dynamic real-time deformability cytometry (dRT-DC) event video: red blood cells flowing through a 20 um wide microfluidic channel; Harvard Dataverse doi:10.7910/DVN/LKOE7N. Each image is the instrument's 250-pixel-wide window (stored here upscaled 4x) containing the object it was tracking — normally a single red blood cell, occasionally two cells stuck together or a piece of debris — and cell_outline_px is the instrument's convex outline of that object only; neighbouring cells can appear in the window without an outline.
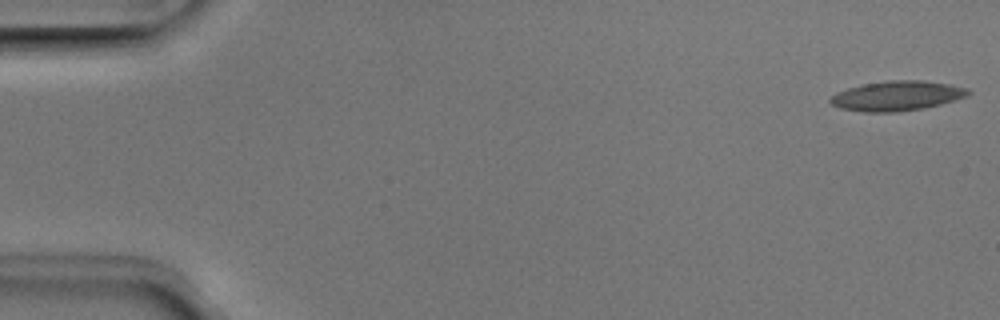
{"species": "Egyptian fruit bat (a non-hibernating species)", "species_latin": "Rousettus aegyptiacus", "temperature_condition": "room temperature", "stored_images_in_passage": 51, "camera_frame_rate_fps": 3000, "um_per_image_px": 0.085, "animal": {"sex": "male"}, "frame": {"image": 1, "passage_image": 1, "time_ms": 0.0, "image_size_px": [1000, 320], "cell_outline_px": [[972, 92], [968, 96], [956, 100], [924, 108], [896, 112], [864, 112], [840, 108], [832, 104], [828, 100], [836, 92], [848, 88], [864, 84], [888, 80], [924, 80], [948, 84], [968, 88]], "centroid_in_image_um": [76.26, 8.14], "position_along_channel_um": 8.7, "area_um2": 23.99}}
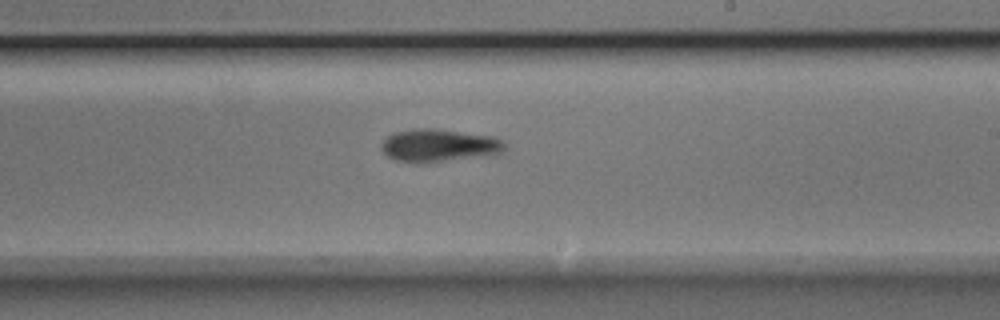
{"frame": {"image": 2, "passage_image": 30, "time_ms": 9.667, "image_size_px": [1000, 320], "cell_outline_px": [[508, 144], [500, 152], [420, 164], [416, 164], [396, 160], [388, 156], [380, 148], [380, 144], [392, 132], [416, 128], [432, 128], [496, 136], [504, 140]], "centroid_in_image_um": [37.26, 12.34], "position_along_channel_um": 251.7, "area_um2": 23.52}}
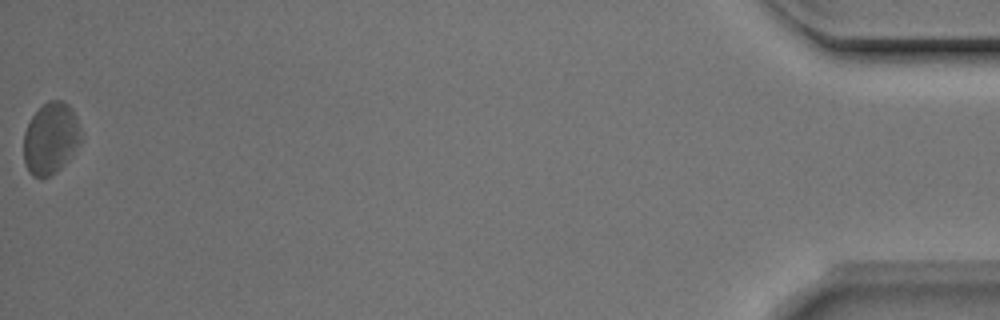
{"frame": {"image": 3, "passage_image": 51, "time_ms": 16.667, "image_size_px": [1000, 320], "cell_outline_px": [[80, 140], [68, 160], [56, 172], [48, 176], [32, 176], [28, 172], [24, 164], [24, 132], [32, 116], [48, 100], [60, 100], [68, 104], [72, 108], [76, 116], [80, 128]], "centroid_in_image_um": [4.29, 11.75], "position_along_channel_um": 430.9, "area_um2": 23.64}, "authors_computed_cell_mechanics": {"area_um2": 23.0044, "velocity_mm_per_s": 3.9543, "shape_relaxation_time_tau1_ms": 2.6556, "shape_relaxation_time_tau2_ms": 5.6812, "deformation_change_tau1": 0.0895, "deformation_change_tau2": 0.1216}}